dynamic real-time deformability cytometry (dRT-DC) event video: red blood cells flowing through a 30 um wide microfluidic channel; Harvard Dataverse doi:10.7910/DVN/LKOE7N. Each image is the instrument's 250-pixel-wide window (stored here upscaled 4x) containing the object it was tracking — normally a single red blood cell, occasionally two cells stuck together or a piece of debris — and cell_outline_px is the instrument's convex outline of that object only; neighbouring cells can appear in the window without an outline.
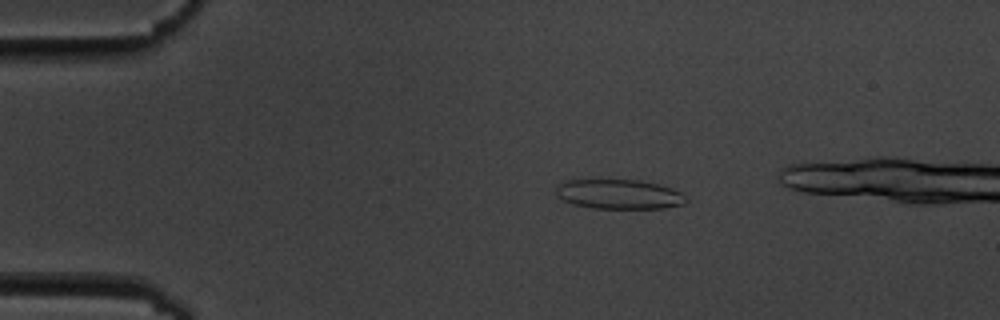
{"species": "common noctule bat (a hibernating species)", "species_latin": "Nyctalus noctula", "temperature_condition": "cold", "stored_images_in_passage": 10, "segment_of_instrument_passage": [1, 2], "camera_frame_rate_fps": 3000, "um_per_image_px": 0.085, "animal": {"sex": "male", "body_mass_g": 19.5, "forearm_length_mm": 54.6}, "frame": {"image": 1, "passage_image": 4, "time_ms": 3.333, "image_size_px": [1000, 320], "cell_outline_px": [[688, 200], [684, 204], [664, 208], [592, 208], [572, 204], [556, 196], [556, 184], [564, 180], [640, 180], [672, 188], [680, 192]], "centroid_in_image_um": [52.58, 16.51], "position_along_channel_um": 32.4, "area_um2": 22.48}}
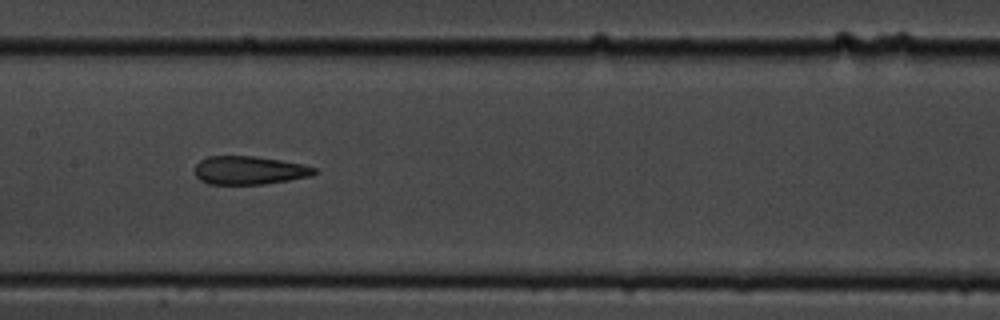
{"frame": {"image": 2, "passage_image": 9, "time_ms": 9.0, "image_size_px": [1000, 320], "cell_outline_px": [[316, 172], [312, 176], [264, 184], [208, 184], [200, 180], [196, 176], [196, 164], [200, 160], [208, 156], [256, 156], [304, 164], [316, 168]], "centroid_in_image_um": [21.2, 14.47], "position_along_channel_um": 186.2, "area_um2": 19.77}}